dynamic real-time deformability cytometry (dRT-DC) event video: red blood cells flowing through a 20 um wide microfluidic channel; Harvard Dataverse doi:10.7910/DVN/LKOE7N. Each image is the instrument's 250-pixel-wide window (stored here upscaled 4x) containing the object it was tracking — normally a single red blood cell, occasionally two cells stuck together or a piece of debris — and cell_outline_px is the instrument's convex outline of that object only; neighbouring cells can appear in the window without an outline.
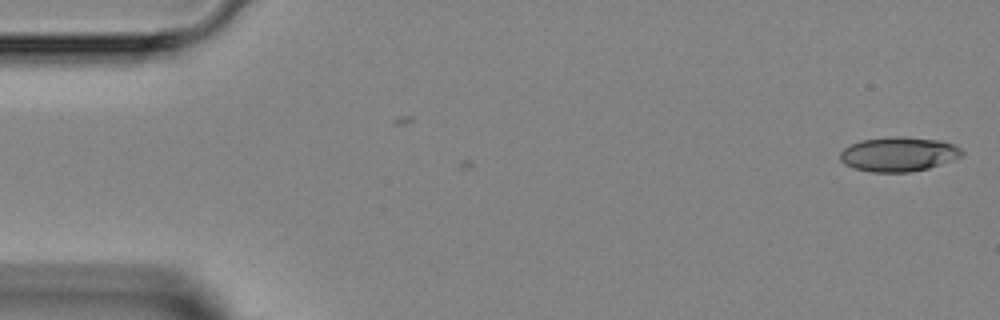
{"species": "Egyptian fruit bat (a non-hibernating species)", "species_latin": "Rousettus aegyptiacus", "temperature_condition": "room temperature", "stored_images_in_passage": 2, "camera_frame_rate_fps": 3000, "um_per_image_px": 0.085, "animal": {"sex": "female"}, "frame": {"image": 1, "passage_image": 1, "time_ms": 0.0, "image_size_px": [1000, 320], "cell_outline_px": [[964, 156], [928, 168], [912, 172], [872, 172], [856, 168], [844, 164], [840, 160], [840, 152], [844, 148], [860, 140], [884, 136], [904, 136], [940, 140], [952, 144], [960, 148], [964, 152]], "centroid_in_image_um": [76.38, 13.09], "position_along_channel_um": 8.6, "area_um2": 24.68}}